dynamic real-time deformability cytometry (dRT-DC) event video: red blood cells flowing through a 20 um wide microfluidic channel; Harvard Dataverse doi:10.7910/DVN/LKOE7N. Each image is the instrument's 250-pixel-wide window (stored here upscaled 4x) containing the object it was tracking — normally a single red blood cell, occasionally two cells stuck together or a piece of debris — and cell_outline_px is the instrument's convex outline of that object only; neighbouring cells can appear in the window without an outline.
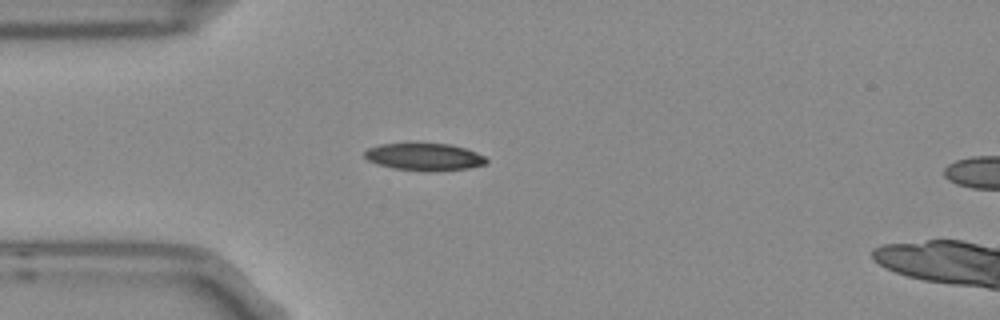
{"species": "Egyptian fruit bat (a non-hibernating species)", "species_latin": "Rousettus aegyptiacus", "temperature_condition": "room temperature", "stored_images_in_passage": 2, "camera_frame_rate_fps": 3000, "um_per_image_px": 0.085, "frame": {"image": 1, "passage_image": 1, "time_ms": 0.0, "image_size_px": [1000, 320], "cell_outline_px": [[488, 160], [484, 164], [468, 168], [392, 168], [376, 164], [368, 160], [364, 156], [364, 152], [368, 148], [380, 144], [452, 144], [476, 152], [484, 156]], "centroid_in_image_um": [36.02, 13.28], "position_along_channel_um": 49.0, "area_um2": 18.21}}